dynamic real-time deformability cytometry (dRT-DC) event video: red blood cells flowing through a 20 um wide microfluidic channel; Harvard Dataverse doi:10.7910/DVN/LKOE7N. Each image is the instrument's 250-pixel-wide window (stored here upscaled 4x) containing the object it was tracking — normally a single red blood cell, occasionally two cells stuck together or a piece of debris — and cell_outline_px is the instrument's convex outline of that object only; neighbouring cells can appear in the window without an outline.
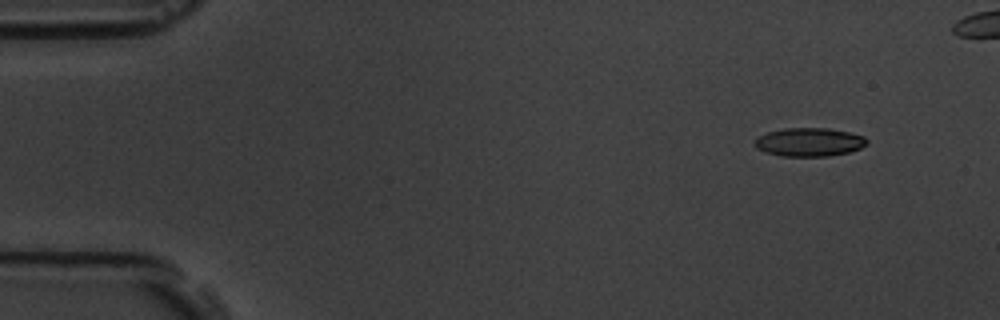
{"species": "common noctule bat (a hibernating species)", "species_latin": "Nyctalus noctula", "temperature_condition": "room temperature", "stored_images_in_passage": 6, "camera_frame_rate_fps": 3000, "um_per_image_px": 0.085, "animal": {"sex": "male", "body_mass_g": 19.5, "forearm_length_mm": 54.6}, "frame": {"image": 1, "passage_image": 1, "time_ms": 0.0, "image_size_px": [1000, 320], "cell_outline_px": [[868, 144], [860, 148], [848, 152], [828, 156], [784, 156], [764, 152], [756, 148], [752, 144], [760, 136], [768, 132], [784, 128], [828, 128], [848, 132], [864, 136], [868, 140]], "centroid_in_image_um": [68.79, 12.08], "position_along_channel_um": 16.2, "area_um2": 18.61}}
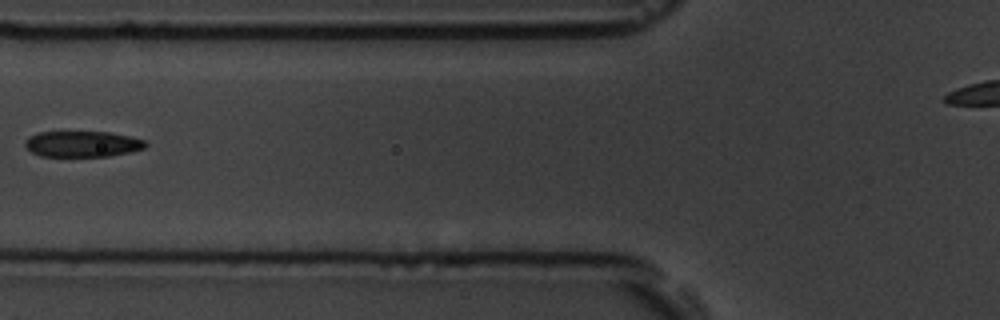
{"frame": {"image": 2, "passage_image": 5, "time_ms": 5.667, "image_size_px": [1000, 320], "cell_outline_px": [[148, 144], [144, 148], [132, 152], [108, 156], [40, 156], [32, 152], [24, 144], [24, 140], [28, 136], [40, 132], [108, 132], [128, 136], [144, 140]], "centroid_in_image_um": [6.99, 12.24], "position_along_channel_um": 118.8, "area_um2": 18.15}}
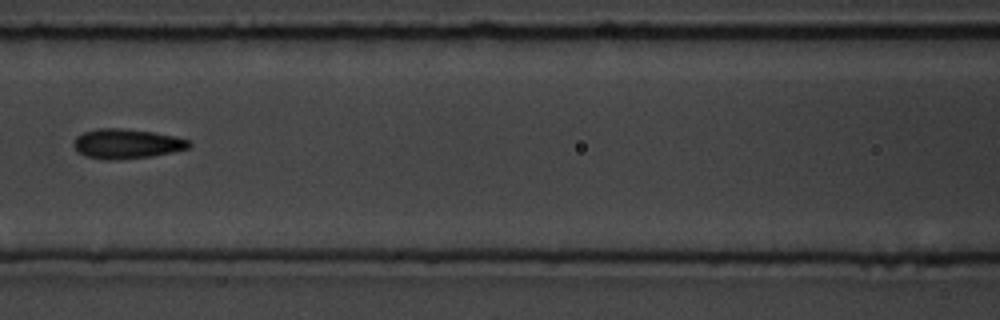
{"frame": {"image": 3, "passage_image": 6, "time_ms": 6.667, "image_size_px": [1000, 320], "cell_outline_px": [[192, 144], [188, 148], [172, 152], [152, 156], [116, 160], [104, 160], [88, 156], [80, 152], [72, 144], [76, 136], [84, 132], [100, 128], [120, 128], [152, 132], [176, 136], [188, 140]], "centroid_in_image_um": [10.77, 12.22], "position_along_channel_um": 155.8, "area_um2": 19.83}}